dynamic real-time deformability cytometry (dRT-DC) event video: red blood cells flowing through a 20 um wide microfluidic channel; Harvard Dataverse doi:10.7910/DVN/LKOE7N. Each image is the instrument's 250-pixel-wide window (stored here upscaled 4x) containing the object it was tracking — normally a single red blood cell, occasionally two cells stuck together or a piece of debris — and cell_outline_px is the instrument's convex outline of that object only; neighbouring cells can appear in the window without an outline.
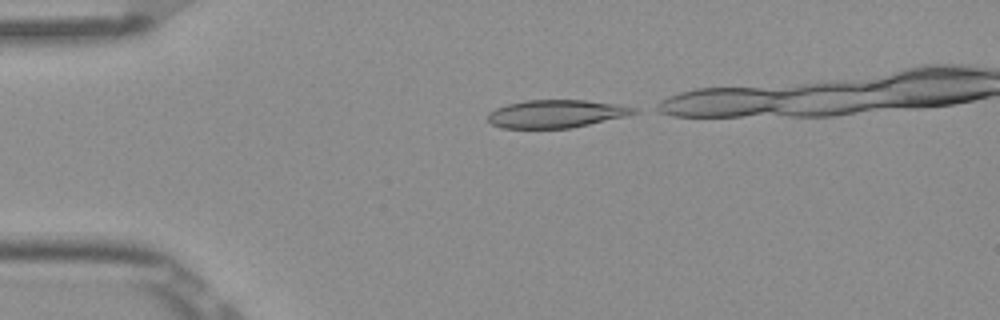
{"species": "Egyptian fruit bat (a non-hibernating species)", "species_latin": "Rousettus aegyptiacus", "temperature_condition": "room temperature", "stored_images_in_passage": 22, "camera_frame_rate_fps": 3000, "um_per_image_px": 0.085, "frame": {"image": 1, "passage_image": 1, "time_ms": 0.0, "image_size_px": [1000, 320], "cell_outline_px": [[640, 112], [624, 116], [572, 128], [500, 128], [492, 124], [488, 120], [488, 112], [496, 108], [508, 104], [524, 100], [584, 100], [616, 104], [636, 108]], "centroid_in_image_um": [47.24, 9.67], "position_along_channel_um": 37.8, "area_um2": 23.64}}
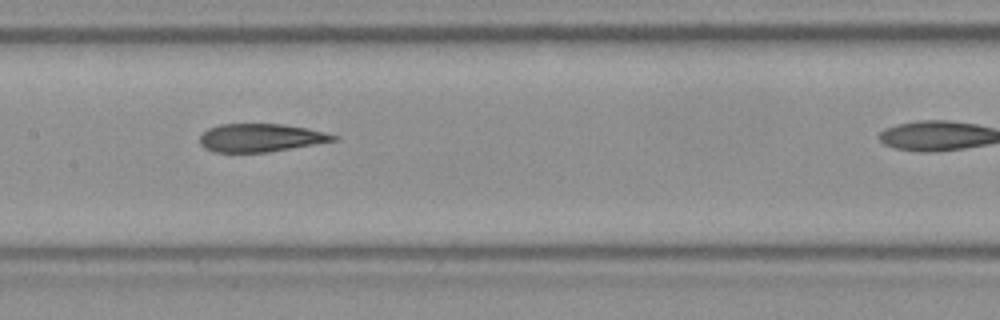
{"frame": {"image": 2, "passage_image": 15, "time_ms": 4.667, "image_size_px": [1000, 320], "cell_outline_px": [[340, 140], [268, 152], [212, 152], [204, 148], [200, 144], [200, 136], [208, 128], [220, 124], [280, 124], [308, 128], [340, 136]], "centroid_in_image_um": [22.18, 11.71], "position_along_channel_um": 185.2, "area_um2": 22.02}}
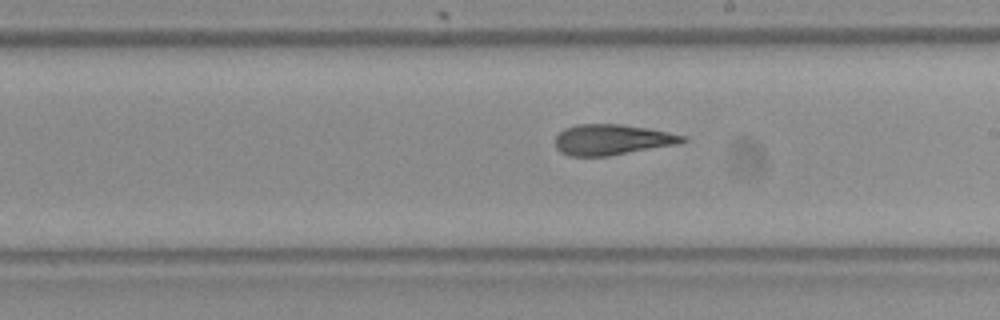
{"frame": {"image": 3, "passage_image": 19, "time_ms": 6.0, "image_size_px": [1000, 320], "cell_outline_px": [[688, 140], [680, 144], [608, 156], [568, 156], [560, 152], [556, 148], [556, 136], [564, 128], [576, 124], [624, 124], [648, 128], [688, 136]], "centroid_in_image_um": [52.06, 11.87], "position_along_channel_um": 236.9, "area_um2": 23.0}}